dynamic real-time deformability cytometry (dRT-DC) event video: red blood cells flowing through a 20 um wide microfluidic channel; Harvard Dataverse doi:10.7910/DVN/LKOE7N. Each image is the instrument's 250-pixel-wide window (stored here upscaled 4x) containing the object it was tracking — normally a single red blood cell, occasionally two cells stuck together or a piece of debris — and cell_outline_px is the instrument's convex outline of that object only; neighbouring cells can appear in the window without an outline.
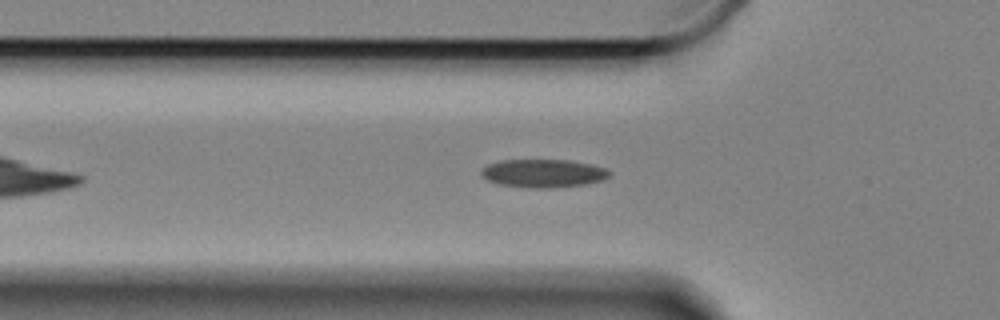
{"species": "Egyptian fruit bat (a non-hibernating species)", "species_latin": "Rousettus aegyptiacus", "temperature_condition": "cold", "stored_images_in_passage": 38, "camera_frame_rate_fps": 3000, "um_per_image_px": 0.085, "animal": {"sex": "female"}, "frame": {"image": 1, "passage_image": 3, "time_ms": 0.667, "image_size_px": [1000, 320], "cell_outline_px": [[612, 172], [608, 176], [600, 180], [584, 184], [552, 188], [528, 188], [500, 184], [488, 180], [480, 172], [480, 168], [488, 164], [500, 160], [568, 160], [592, 164], [604, 168]], "centroid_in_image_um": [46.15, 14.72], "position_along_channel_um": 79.7, "area_um2": 20.98}}
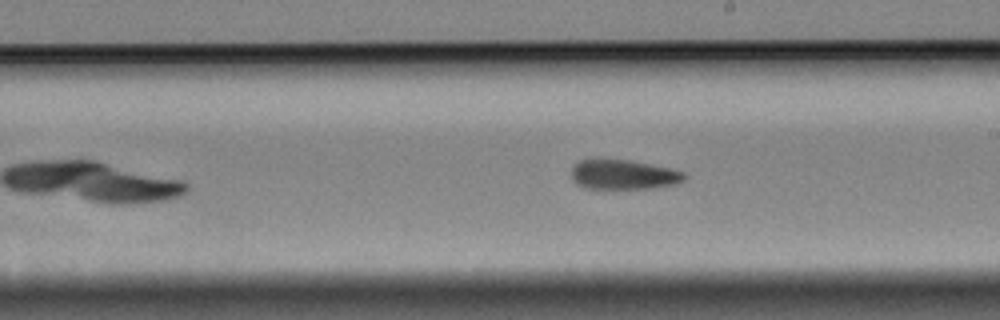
{"frame": {"image": 2, "passage_image": 17, "time_ms": 5.333, "image_size_px": [1000, 320], "cell_outline_px": [[688, 176], [684, 180], [676, 184], [652, 188], [584, 188], [576, 184], [572, 180], [572, 168], [580, 160], [604, 156], [632, 160], [668, 168], [684, 172]], "centroid_in_image_um": [52.96, 14.8], "position_along_channel_um": 236.0, "area_um2": 20.11}}
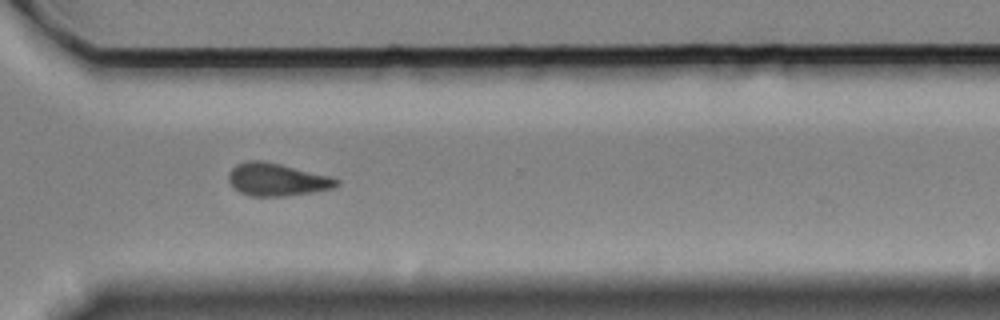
{"frame": {"image": 3, "passage_image": 27, "time_ms": 8.667, "image_size_px": [1000, 320], "cell_outline_px": [[340, 184], [336, 188], [312, 192], [284, 196], [252, 196], [240, 192], [228, 180], [228, 172], [236, 164], [248, 160], [260, 160], [280, 164], [328, 176], [340, 180]], "centroid_in_image_um": [23.54, 15.26], "position_along_channel_um": 347.1, "area_um2": 20.4}}